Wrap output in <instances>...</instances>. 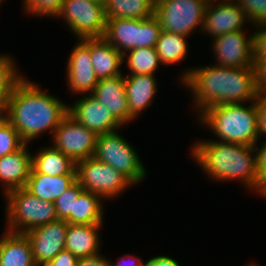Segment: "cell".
<instances>
[{
  "mask_svg": "<svg viewBox=\"0 0 266 266\" xmlns=\"http://www.w3.org/2000/svg\"><path fill=\"white\" fill-rule=\"evenodd\" d=\"M188 70L181 81L193 92L199 113L214 105L251 102L259 95L254 67L210 65Z\"/></svg>",
  "mask_w": 266,
  "mask_h": 266,
  "instance_id": "obj_1",
  "label": "cell"
},
{
  "mask_svg": "<svg viewBox=\"0 0 266 266\" xmlns=\"http://www.w3.org/2000/svg\"><path fill=\"white\" fill-rule=\"evenodd\" d=\"M68 114V105L40 90L25 77L15 86L3 116L28 144L49 129L53 132Z\"/></svg>",
  "mask_w": 266,
  "mask_h": 266,
  "instance_id": "obj_2",
  "label": "cell"
},
{
  "mask_svg": "<svg viewBox=\"0 0 266 266\" xmlns=\"http://www.w3.org/2000/svg\"><path fill=\"white\" fill-rule=\"evenodd\" d=\"M257 149L255 146L217 140L199 141L192 148V156L214 180L238 179L259 194L262 185L258 173Z\"/></svg>",
  "mask_w": 266,
  "mask_h": 266,
  "instance_id": "obj_3",
  "label": "cell"
},
{
  "mask_svg": "<svg viewBox=\"0 0 266 266\" xmlns=\"http://www.w3.org/2000/svg\"><path fill=\"white\" fill-rule=\"evenodd\" d=\"M246 107L242 103L214 105L199 113L201 123L209 127L221 142L256 146L260 138L255 100Z\"/></svg>",
  "mask_w": 266,
  "mask_h": 266,
  "instance_id": "obj_4",
  "label": "cell"
},
{
  "mask_svg": "<svg viewBox=\"0 0 266 266\" xmlns=\"http://www.w3.org/2000/svg\"><path fill=\"white\" fill-rule=\"evenodd\" d=\"M7 198V231L26 233L36 227L58 220L53 202L41 200L25 188L5 195Z\"/></svg>",
  "mask_w": 266,
  "mask_h": 266,
  "instance_id": "obj_5",
  "label": "cell"
},
{
  "mask_svg": "<svg viewBox=\"0 0 266 266\" xmlns=\"http://www.w3.org/2000/svg\"><path fill=\"white\" fill-rule=\"evenodd\" d=\"M162 29L158 19L112 18L106 20L104 38L121 54L136 48L155 47Z\"/></svg>",
  "mask_w": 266,
  "mask_h": 266,
  "instance_id": "obj_6",
  "label": "cell"
},
{
  "mask_svg": "<svg viewBox=\"0 0 266 266\" xmlns=\"http://www.w3.org/2000/svg\"><path fill=\"white\" fill-rule=\"evenodd\" d=\"M93 157L120 171L133 184L146 178V170L137 152L116 131L98 135Z\"/></svg>",
  "mask_w": 266,
  "mask_h": 266,
  "instance_id": "obj_7",
  "label": "cell"
},
{
  "mask_svg": "<svg viewBox=\"0 0 266 266\" xmlns=\"http://www.w3.org/2000/svg\"><path fill=\"white\" fill-rule=\"evenodd\" d=\"M207 4L204 0H155L154 16L162 31L188 38L196 28L203 27Z\"/></svg>",
  "mask_w": 266,
  "mask_h": 266,
  "instance_id": "obj_8",
  "label": "cell"
},
{
  "mask_svg": "<svg viewBox=\"0 0 266 266\" xmlns=\"http://www.w3.org/2000/svg\"><path fill=\"white\" fill-rule=\"evenodd\" d=\"M76 180L85 191L103 199L116 197L133 185L120 171L94 157L76 163Z\"/></svg>",
  "mask_w": 266,
  "mask_h": 266,
  "instance_id": "obj_9",
  "label": "cell"
},
{
  "mask_svg": "<svg viewBox=\"0 0 266 266\" xmlns=\"http://www.w3.org/2000/svg\"><path fill=\"white\" fill-rule=\"evenodd\" d=\"M58 17L64 18L67 26L78 39L104 36L106 29L105 8L98 2L64 0Z\"/></svg>",
  "mask_w": 266,
  "mask_h": 266,
  "instance_id": "obj_10",
  "label": "cell"
},
{
  "mask_svg": "<svg viewBox=\"0 0 266 266\" xmlns=\"http://www.w3.org/2000/svg\"><path fill=\"white\" fill-rule=\"evenodd\" d=\"M98 135L67 114L55 129L53 147L77 163L93 157Z\"/></svg>",
  "mask_w": 266,
  "mask_h": 266,
  "instance_id": "obj_11",
  "label": "cell"
},
{
  "mask_svg": "<svg viewBox=\"0 0 266 266\" xmlns=\"http://www.w3.org/2000/svg\"><path fill=\"white\" fill-rule=\"evenodd\" d=\"M67 228L68 222L58 219L24 233L30 241L36 266H45L65 249Z\"/></svg>",
  "mask_w": 266,
  "mask_h": 266,
  "instance_id": "obj_12",
  "label": "cell"
},
{
  "mask_svg": "<svg viewBox=\"0 0 266 266\" xmlns=\"http://www.w3.org/2000/svg\"><path fill=\"white\" fill-rule=\"evenodd\" d=\"M213 51L218 63L228 68L254 67L253 35L238 30L213 38Z\"/></svg>",
  "mask_w": 266,
  "mask_h": 266,
  "instance_id": "obj_13",
  "label": "cell"
},
{
  "mask_svg": "<svg viewBox=\"0 0 266 266\" xmlns=\"http://www.w3.org/2000/svg\"><path fill=\"white\" fill-rule=\"evenodd\" d=\"M67 63V80L72 93L92 94L99 79L92 65L90 38L78 39Z\"/></svg>",
  "mask_w": 266,
  "mask_h": 266,
  "instance_id": "obj_14",
  "label": "cell"
},
{
  "mask_svg": "<svg viewBox=\"0 0 266 266\" xmlns=\"http://www.w3.org/2000/svg\"><path fill=\"white\" fill-rule=\"evenodd\" d=\"M211 1L207 4L202 31L214 38L224 34L243 30L244 23L249 20L237 1ZM214 5V6H213Z\"/></svg>",
  "mask_w": 266,
  "mask_h": 266,
  "instance_id": "obj_15",
  "label": "cell"
},
{
  "mask_svg": "<svg viewBox=\"0 0 266 266\" xmlns=\"http://www.w3.org/2000/svg\"><path fill=\"white\" fill-rule=\"evenodd\" d=\"M68 114L97 135L113 132L122 127L110 110L93 95L80 98L72 106H68Z\"/></svg>",
  "mask_w": 266,
  "mask_h": 266,
  "instance_id": "obj_16",
  "label": "cell"
},
{
  "mask_svg": "<svg viewBox=\"0 0 266 266\" xmlns=\"http://www.w3.org/2000/svg\"><path fill=\"white\" fill-rule=\"evenodd\" d=\"M91 95L102 102L122 125L133 120L125 94L124 75L100 79Z\"/></svg>",
  "mask_w": 266,
  "mask_h": 266,
  "instance_id": "obj_17",
  "label": "cell"
},
{
  "mask_svg": "<svg viewBox=\"0 0 266 266\" xmlns=\"http://www.w3.org/2000/svg\"><path fill=\"white\" fill-rule=\"evenodd\" d=\"M27 145L0 158V181L3 182L5 195L26 186L32 169V154L27 151Z\"/></svg>",
  "mask_w": 266,
  "mask_h": 266,
  "instance_id": "obj_18",
  "label": "cell"
},
{
  "mask_svg": "<svg viewBox=\"0 0 266 266\" xmlns=\"http://www.w3.org/2000/svg\"><path fill=\"white\" fill-rule=\"evenodd\" d=\"M90 55L99 80L122 74L119 69L124 62V55L104 37L90 38Z\"/></svg>",
  "mask_w": 266,
  "mask_h": 266,
  "instance_id": "obj_19",
  "label": "cell"
},
{
  "mask_svg": "<svg viewBox=\"0 0 266 266\" xmlns=\"http://www.w3.org/2000/svg\"><path fill=\"white\" fill-rule=\"evenodd\" d=\"M156 81L155 76L149 74L125 77V94L132 119L136 118L140 112L151 105L153 97L158 91Z\"/></svg>",
  "mask_w": 266,
  "mask_h": 266,
  "instance_id": "obj_20",
  "label": "cell"
},
{
  "mask_svg": "<svg viewBox=\"0 0 266 266\" xmlns=\"http://www.w3.org/2000/svg\"><path fill=\"white\" fill-rule=\"evenodd\" d=\"M76 181V175H59L53 177L47 174L37 173L32 168L25 189L41 200L54 203Z\"/></svg>",
  "mask_w": 266,
  "mask_h": 266,
  "instance_id": "obj_21",
  "label": "cell"
},
{
  "mask_svg": "<svg viewBox=\"0 0 266 266\" xmlns=\"http://www.w3.org/2000/svg\"><path fill=\"white\" fill-rule=\"evenodd\" d=\"M102 224L82 225L69 224L65 237V249L77 258L99 254L100 236L98 233Z\"/></svg>",
  "mask_w": 266,
  "mask_h": 266,
  "instance_id": "obj_22",
  "label": "cell"
},
{
  "mask_svg": "<svg viewBox=\"0 0 266 266\" xmlns=\"http://www.w3.org/2000/svg\"><path fill=\"white\" fill-rule=\"evenodd\" d=\"M0 266H36L25 234L6 231L0 238Z\"/></svg>",
  "mask_w": 266,
  "mask_h": 266,
  "instance_id": "obj_23",
  "label": "cell"
},
{
  "mask_svg": "<svg viewBox=\"0 0 266 266\" xmlns=\"http://www.w3.org/2000/svg\"><path fill=\"white\" fill-rule=\"evenodd\" d=\"M32 168L37 173L50 176L76 175V163L54 148L46 147L32 156Z\"/></svg>",
  "mask_w": 266,
  "mask_h": 266,
  "instance_id": "obj_24",
  "label": "cell"
},
{
  "mask_svg": "<svg viewBox=\"0 0 266 266\" xmlns=\"http://www.w3.org/2000/svg\"><path fill=\"white\" fill-rule=\"evenodd\" d=\"M101 199L97 194L84 190L78 198H74L73 211L65 220L69 224H102L104 221Z\"/></svg>",
  "mask_w": 266,
  "mask_h": 266,
  "instance_id": "obj_25",
  "label": "cell"
},
{
  "mask_svg": "<svg viewBox=\"0 0 266 266\" xmlns=\"http://www.w3.org/2000/svg\"><path fill=\"white\" fill-rule=\"evenodd\" d=\"M104 8L106 20L148 19L154 16L155 0H108Z\"/></svg>",
  "mask_w": 266,
  "mask_h": 266,
  "instance_id": "obj_26",
  "label": "cell"
},
{
  "mask_svg": "<svg viewBox=\"0 0 266 266\" xmlns=\"http://www.w3.org/2000/svg\"><path fill=\"white\" fill-rule=\"evenodd\" d=\"M185 35L161 31L155 49L163 65H171L183 60L187 54Z\"/></svg>",
  "mask_w": 266,
  "mask_h": 266,
  "instance_id": "obj_27",
  "label": "cell"
},
{
  "mask_svg": "<svg viewBox=\"0 0 266 266\" xmlns=\"http://www.w3.org/2000/svg\"><path fill=\"white\" fill-rule=\"evenodd\" d=\"M16 69L10 56H0V115L5 113L15 86L24 78Z\"/></svg>",
  "mask_w": 266,
  "mask_h": 266,
  "instance_id": "obj_28",
  "label": "cell"
},
{
  "mask_svg": "<svg viewBox=\"0 0 266 266\" xmlns=\"http://www.w3.org/2000/svg\"><path fill=\"white\" fill-rule=\"evenodd\" d=\"M126 53L129 54L127 66L130 75H155L154 71L162 64L155 47L131 49Z\"/></svg>",
  "mask_w": 266,
  "mask_h": 266,
  "instance_id": "obj_29",
  "label": "cell"
},
{
  "mask_svg": "<svg viewBox=\"0 0 266 266\" xmlns=\"http://www.w3.org/2000/svg\"><path fill=\"white\" fill-rule=\"evenodd\" d=\"M25 144L12 124L0 115V158L16 152Z\"/></svg>",
  "mask_w": 266,
  "mask_h": 266,
  "instance_id": "obj_30",
  "label": "cell"
},
{
  "mask_svg": "<svg viewBox=\"0 0 266 266\" xmlns=\"http://www.w3.org/2000/svg\"><path fill=\"white\" fill-rule=\"evenodd\" d=\"M84 191L81 185L76 181L69 189H67L54 202L58 219L65 220L73 211L74 198Z\"/></svg>",
  "mask_w": 266,
  "mask_h": 266,
  "instance_id": "obj_31",
  "label": "cell"
},
{
  "mask_svg": "<svg viewBox=\"0 0 266 266\" xmlns=\"http://www.w3.org/2000/svg\"><path fill=\"white\" fill-rule=\"evenodd\" d=\"M24 10L32 15L58 16L64 0H23Z\"/></svg>",
  "mask_w": 266,
  "mask_h": 266,
  "instance_id": "obj_32",
  "label": "cell"
},
{
  "mask_svg": "<svg viewBox=\"0 0 266 266\" xmlns=\"http://www.w3.org/2000/svg\"><path fill=\"white\" fill-rule=\"evenodd\" d=\"M250 23L254 25L266 22V0H237Z\"/></svg>",
  "mask_w": 266,
  "mask_h": 266,
  "instance_id": "obj_33",
  "label": "cell"
},
{
  "mask_svg": "<svg viewBox=\"0 0 266 266\" xmlns=\"http://www.w3.org/2000/svg\"><path fill=\"white\" fill-rule=\"evenodd\" d=\"M259 28L254 31L253 35V57H266V22L255 25V28Z\"/></svg>",
  "mask_w": 266,
  "mask_h": 266,
  "instance_id": "obj_34",
  "label": "cell"
},
{
  "mask_svg": "<svg viewBox=\"0 0 266 266\" xmlns=\"http://www.w3.org/2000/svg\"><path fill=\"white\" fill-rule=\"evenodd\" d=\"M258 131L261 135L266 134V95L259 94L255 100Z\"/></svg>",
  "mask_w": 266,
  "mask_h": 266,
  "instance_id": "obj_35",
  "label": "cell"
},
{
  "mask_svg": "<svg viewBox=\"0 0 266 266\" xmlns=\"http://www.w3.org/2000/svg\"><path fill=\"white\" fill-rule=\"evenodd\" d=\"M78 258L69 250H61L48 264L45 266H77Z\"/></svg>",
  "mask_w": 266,
  "mask_h": 266,
  "instance_id": "obj_36",
  "label": "cell"
},
{
  "mask_svg": "<svg viewBox=\"0 0 266 266\" xmlns=\"http://www.w3.org/2000/svg\"><path fill=\"white\" fill-rule=\"evenodd\" d=\"M77 266H111L110 261L101 254L78 258Z\"/></svg>",
  "mask_w": 266,
  "mask_h": 266,
  "instance_id": "obj_37",
  "label": "cell"
},
{
  "mask_svg": "<svg viewBox=\"0 0 266 266\" xmlns=\"http://www.w3.org/2000/svg\"><path fill=\"white\" fill-rule=\"evenodd\" d=\"M259 149L257 150L258 160V173L261 179V185L266 180V142H262Z\"/></svg>",
  "mask_w": 266,
  "mask_h": 266,
  "instance_id": "obj_38",
  "label": "cell"
},
{
  "mask_svg": "<svg viewBox=\"0 0 266 266\" xmlns=\"http://www.w3.org/2000/svg\"><path fill=\"white\" fill-rule=\"evenodd\" d=\"M146 266H180L177 260L168 256H156L146 261Z\"/></svg>",
  "mask_w": 266,
  "mask_h": 266,
  "instance_id": "obj_39",
  "label": "cell"
},
{
  "mask_svg": "<svg viewBox=\"0 0 266 266\" xmlns=\"http://www.w3.org/2000/svg\"><path fill=\"white\" fill-rule=\"evenodd\" d=\"M128 256V259L126 261H128V263H126V261L123 262V260L125 259L123 257V259L121 258V261L114 265V263L110 262L111 266H146V263H142V261L140 259H138L137 257L135 258V256H131V255H126V257ZM131 256V257H130ZM130 258V259H129ZM130 261V262H129Z\"/></svg>",
  "mask_w": 266,
  "mask_h": 266,
  "instance_id": "obj_40",
  "label": "cell"
},
{
  "mask_svg": "<svg viewBox=\"0 0 266 266\" xmlns=\"http://www.w3.org/2000/svg\"><path fill=\"white\" fill-rule=\"evenodd\" d=\"M259 194H262V196L266 197V180L263 182Z\"/></svg>",
  "mask_w": 266,
  "mask_h": 266,
  "instance_id": "obj_41",
  "label": "cell"
},
{
  "mask_svg": "<svg viewBox=\"0 0 266 266\" xmlns=\"http://www.w3.org/2000/svg\"><path fill=\"white\" fill-rule=\"evenodd\" d=\"M91 1L98 2V3L102 4L103 6H105L107 4L108 0H91Z\"/></svg>",
  "mask_w": 266,
  "mask_h": 266,
  "instance_id": "obj_42",
  "label": "cell"
},
{
  "mask_svg": "<svg viewBox=\"0 0 266 266\" xmlns=\"http://www.w3.org/2000/svg\"><path fill=\"white\" fill-rule=\"evenodd\" d=\"M216 1V0H215ZM220 1H237V0H220Z\"/></svg>",
  "mask_w": 266,
  "mask_h": 266,
  "instance_id": "obj_43",
  "label": "cell"
},
{
  "mask_svg": "<svg viewBox=\"0 0 266 266\" xmlns=\"http://www.w3.org/2000/svg\"><path fill=\"white\" fill-rule=\"evenodd\" d=\"M204 1H206L207 3H209V2L214 1V0H204Z\"/></svg>",
  "mask_w": 266,
  "mask_h": 266,
  "instance_id": "obj_44",
  "label": "cell"
}]
</instances>
